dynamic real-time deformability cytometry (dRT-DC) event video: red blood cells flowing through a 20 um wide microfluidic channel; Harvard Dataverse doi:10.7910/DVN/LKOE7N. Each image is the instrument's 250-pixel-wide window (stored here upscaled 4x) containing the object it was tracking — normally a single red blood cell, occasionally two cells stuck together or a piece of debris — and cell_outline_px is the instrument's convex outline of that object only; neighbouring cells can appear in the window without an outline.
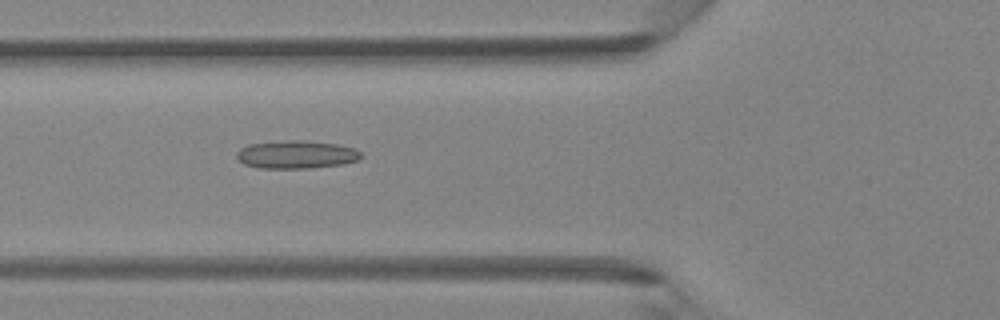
{"species": "Egyptian fruit bat (a non-hibernating species)", "species_latin": "Rousettus aegyptiacus", "temperature_condition": "room temperature", "stored_images_in_passage": 33, "camera_frame_rate_fps": 3000, "um_per_image_px": 0.085, "animal": {"sex": "female"}, "frame": {"image": 1, "passage_image": 6, "time_ms": 1.667, "image_size_px": [1000, 320], "cell_outline_px": [[360, 156], [356, 160], [344, 164], [312, 168], [260, 168], [244, 164], [236, 156], [236, 152], [240, 148], [248, 144], [288, 140], [304, 140], [336, 144], [352, 148], [360, 152]], "centroid_in_image_um": [25.14, 13.14], "position_along_channel_um": 100.7, "area_um2": 20.17}}
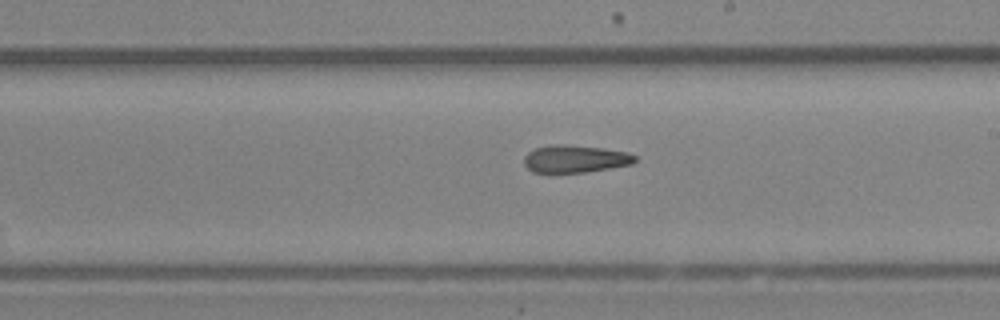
{"frame": {"image": 2, "passage_image": 15, "time_ms": 4.667, "image_size_px": [1000, 320], "cell_outline_px": [[636, 160], [632, 164], [584, 172], [532, 172], [524, 164], [524, 156], [528, 152], [536, 148], [552, 144], [568, 144], [604, 148], [628, 152], [636, 156]], "centroid_in_image_um": [48.88, 13.48], "position_along_channel_um": 240.1, "area_um2": 17.74}}
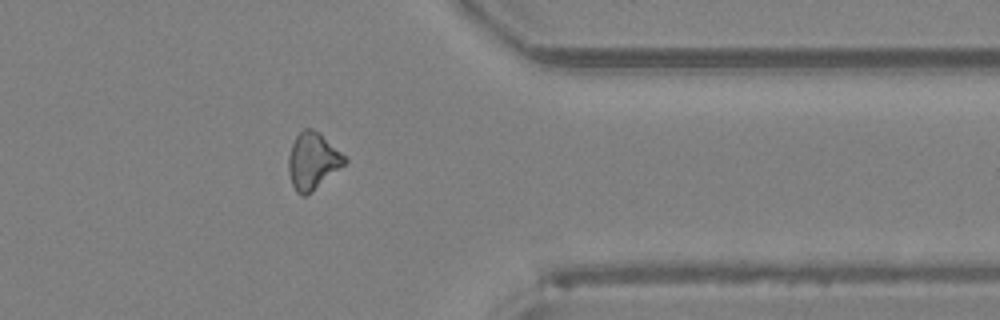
{"frame": {"image": 3, "passage_image": 25, "time_ms": 8.0, "image_size_px": [1000, 320], "cell_outline_px": [[348, 160], [344, 164], [304, 196], [300, 196], [296, 192], [292, 184], [288, 172], [288, 156], [292, 144], [296, 136], [304, 128], [312, 128], [320, 132]], "centroid_in_image_um": [26.54, 13.64], "position_along_channel_um": 384.9, "area_um2": 18.09}}